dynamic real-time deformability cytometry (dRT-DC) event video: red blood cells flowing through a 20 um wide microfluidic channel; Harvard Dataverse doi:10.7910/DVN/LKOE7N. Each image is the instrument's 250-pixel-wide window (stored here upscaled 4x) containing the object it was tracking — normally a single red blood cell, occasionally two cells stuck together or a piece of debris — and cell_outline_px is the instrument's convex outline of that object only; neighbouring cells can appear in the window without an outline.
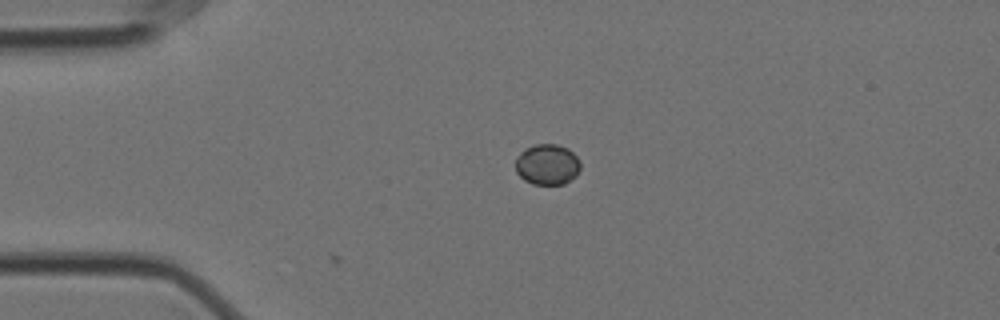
{"species": "Egyptian fruit bat (a non-hibernating species)", "species_latin": "Rousettus aegyptiacus", "temperature_condition": "cold", "stored_images_in_passage": 3, "camera_frame_rate_fps": 3000, "um_per_image_px": 0.085, "animal": {"sex": "female"}, "frame": {"image": 1, "passage_image": 1, "time_ms": 0.0, "image_size_px": [1000, 320], "cell_outline_px": [[580, 168], [576, 176], [564, 184], [532, 184], [524, 180], [516, 172], [516, 156], [524, 148], [536, 144], [556, 144], [568, 148], [580, 160]], "centroid_in_image_um": [46.51, 13.97], "position_along_channel_um": 38.5, "area_um2": 15.55}}